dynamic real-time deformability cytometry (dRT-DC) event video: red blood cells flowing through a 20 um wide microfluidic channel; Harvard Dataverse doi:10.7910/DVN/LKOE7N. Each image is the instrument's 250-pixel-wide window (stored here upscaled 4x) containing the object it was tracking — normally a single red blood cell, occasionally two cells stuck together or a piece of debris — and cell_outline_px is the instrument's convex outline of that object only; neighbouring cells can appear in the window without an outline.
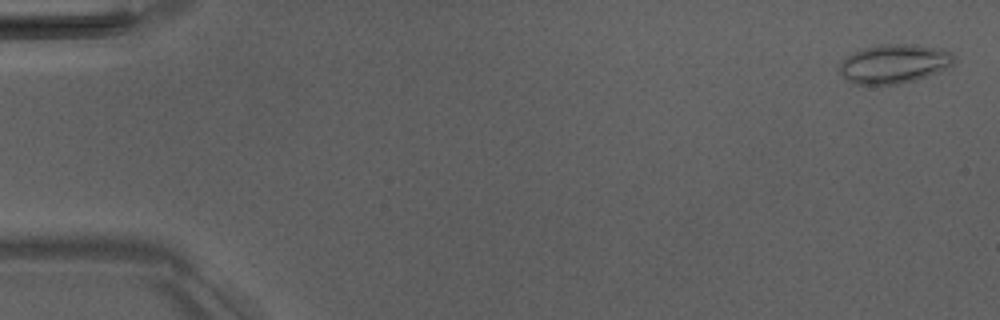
{"species": "Egyptian fruit bat (a non-hibernating species)", "species_latin": "Rousettus aegyptiacus", "temperature_condition": "room temperature", "stored_images_in_passage": 5, "camera_frame_rate_fps": 3000, "um_per_image_px": 0.085, "animal": {"sex": "male"}, "frame": {"image": 1, "passage_image": 1, "time_ms": 0.0, "image_size_px": [1000, 320], "cell_outline_px": [[956, 60], [948, 68], [940, 72], [916, 80], [900, 84], [852, 84], [844, 80], [840, 72], [840, 64], [848, 56], [864, 48], [880, 44], [916, 44], [936, 48], [952, 52]], "centroid_in_image_um": [76.03, 5.43], "position_along_channel_um": 9.0, "area_um2": 26.18}}